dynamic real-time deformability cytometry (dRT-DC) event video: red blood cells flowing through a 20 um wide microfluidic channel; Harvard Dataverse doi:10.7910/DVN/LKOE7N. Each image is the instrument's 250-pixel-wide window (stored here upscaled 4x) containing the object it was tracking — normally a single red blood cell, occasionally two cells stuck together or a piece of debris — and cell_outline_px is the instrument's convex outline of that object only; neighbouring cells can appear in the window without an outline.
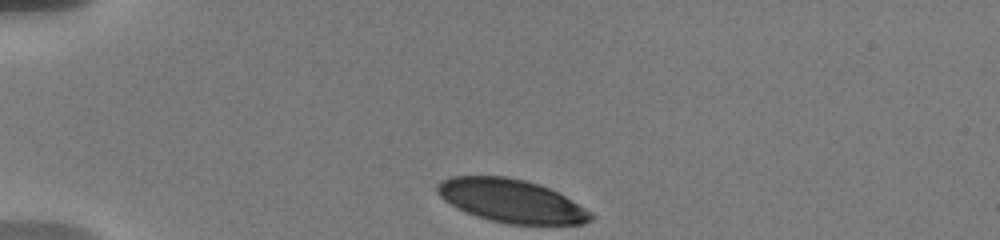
{"species": "human", "species_latin": "Homo sapiens", "temperature_condition": "warm", "stored_images_in_passage": 19, "camera_frame_rate_fps": 3000, "um_per_image_px": 0.085, "donor": {"sex": "male"}, "frame": {"image": 1, "passage_image": 1, "time_ms": 0.0, "image_size_px": [1000, 240], "cell_outline_px": [[596, 216], [592, 220], [584, 224], [504, 224], [488, 220], [476, 216], [456, 208], [444, 200], [436, 192], [436, 184], [440, 180], [452, 176], [508, 176], [540, 184], [572, 200], [592, 212]], "centroid_in_image_um": [43.44, 17.07], "position_along_channel_um": 41.6, "area_um2": 38.96}}
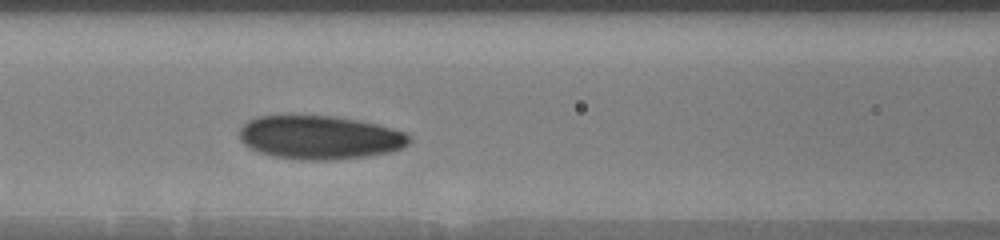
{"frame": {"image": 2, "passage_image": 11, "time_ms": 4.0, "image_size_px": [1000, 240], "cell_outline_px": [[412, 140], [404, 148], [388, 152], [368, 156], [332, 160], [300, 160], [272, 156], [248, 148], [240, 140], [240, 128], [248, 120], [256, 116], [336, 116], [360, 120], [392, 128], [404, 132]], "centroid_in_image_um": [27.17, 11.69], "position_along_channel_um": 139.4, "area_um2": 43.35}}
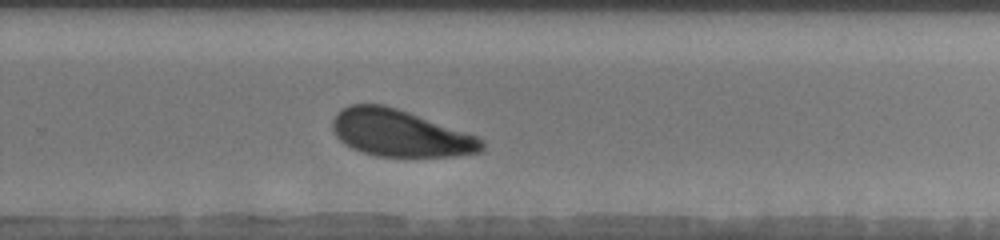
{"frame": {"image": 3, "passage_image": 19, "time_ms": 8.333, "image_size_px": [1000, 240], "cell_outline_px": [[484, 148], [480, 152], [452, 156], [376, 156], [352, 148], [344, 144], [336, 136], [332, 128], [332, 120], [336, 112], [340, 108], [348, 104], [384, 104], [408, 112], [476, 136], [484, 140]], "centroid_in_image_um": [33.95, 11.31], "position_along_channel_um": 295.8, "area_um2": 40.52}}